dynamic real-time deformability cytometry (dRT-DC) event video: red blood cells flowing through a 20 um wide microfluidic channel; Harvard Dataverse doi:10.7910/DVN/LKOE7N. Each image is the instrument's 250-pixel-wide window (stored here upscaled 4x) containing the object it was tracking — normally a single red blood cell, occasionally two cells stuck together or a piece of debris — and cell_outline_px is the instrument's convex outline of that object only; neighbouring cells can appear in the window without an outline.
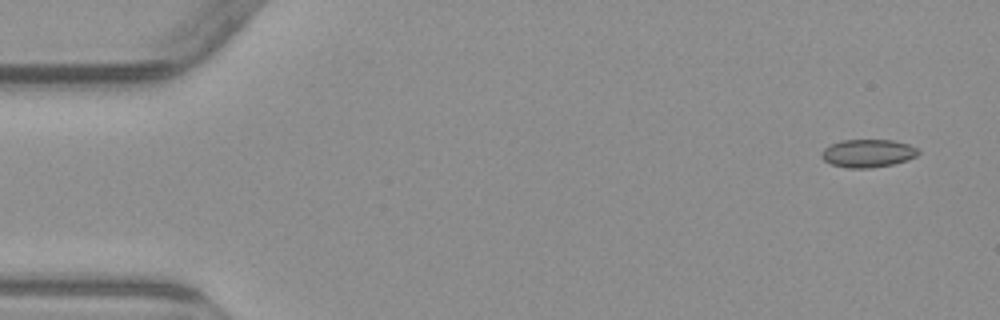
{"species": "common noctule bat (a hibernating species)", "species_latin": "Nyctalus noctula", "temperature_condition": "warm", "stored_images_in_passage": 9, "camera_frame_rate_fps": 3000, "um_per_image_px": 0.085, "animal": {"sex": "male", "body_mass_g": 23.1, "forearm_length_mm": 52.7}, "frame": {"image": 1, "passage_image": 1, "time_ms": 0.0, "image_size_px": [1000, 320], "cell_outline_px": [[920, 152], [916, 156], [908, 160], [892, 164], [868, 168], [848, 168], [832, 164], [824, 160], [820, 156], [820, 152], [824, 148], [840, 140], [892, 140], [908, 144], [916, 148]], "centroid_in_image_um": [73.75, 13.02], "position_along_channel_um": 11.3, "area_um2": 15.72}}
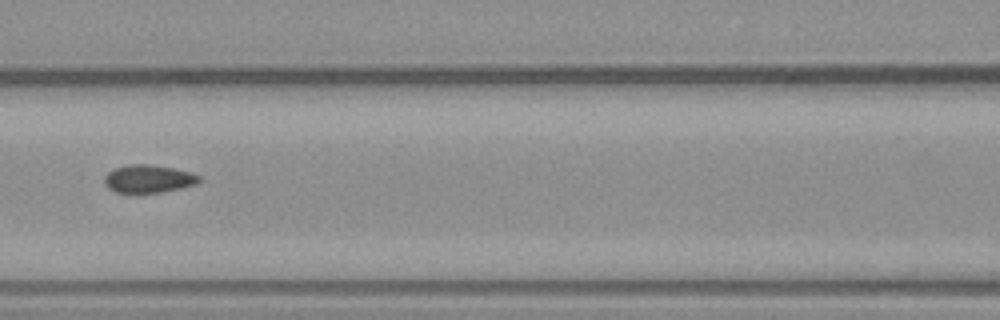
{"frame": {"image": 2, "passage_image": 7, "time_ms": 7.0, "image_size_px": [1000, 320], "cell_outline_px": [[200, 180], [196, 184], [180, 188], [160, 192], [116, 192], [108, 188], [104, 184], [104, 176], [108, 172], [116, 168], [128, 164], [148, 164], [172, 168], [192, 172], [200, 176]], "centroid_in_image_um": [12.61, 15.19], "position_along_channel_um": 154.0, "area_um2": 15.26}}
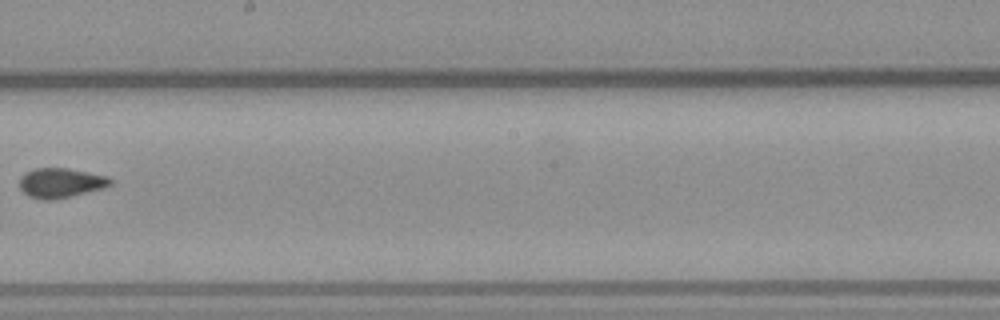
{"frame": {"image": 3, "passage_image": 9, "time_ms": 9.333, "image_size_px": [1000, 320], "cell_outline_px": [[112, 184], [104, 188], [56, 200], [40, 200], [28, 196], [20, 188], [20, 176], [24, 172], [36, 168], [68, 168], [108, 176], [112, 180]], "centroid_in_image_um": [5.15, 15.55], "position_along_channel_um": 243.0, "area_um2": 15.95}}